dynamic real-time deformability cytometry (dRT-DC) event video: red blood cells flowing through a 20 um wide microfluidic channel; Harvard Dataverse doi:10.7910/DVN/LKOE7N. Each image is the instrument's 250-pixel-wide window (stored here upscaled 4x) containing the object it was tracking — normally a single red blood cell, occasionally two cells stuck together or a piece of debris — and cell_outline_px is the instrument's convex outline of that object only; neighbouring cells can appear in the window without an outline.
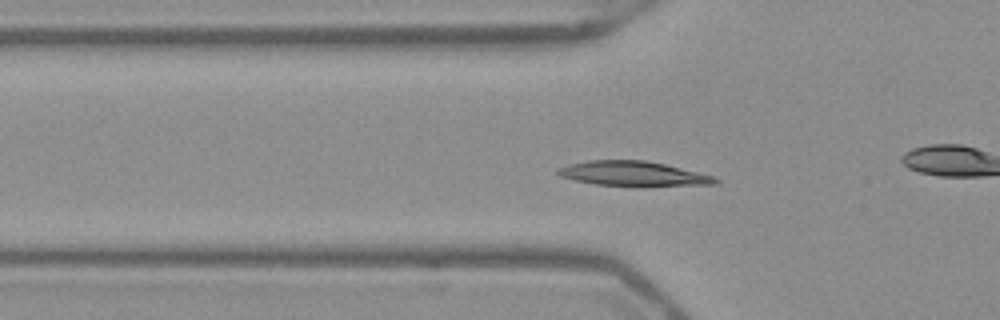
{"species": "Egyptian fruit bat (a non-hibernating species)", "species_latin": "Rousettus aegyptiacus", "temperature_condition": "warm", "stored_images_in_passage": 51, "camera_frame_rate_fps": 3000, "um_per_image_px": 0.085, "frame": {"image": 1, "passage_image": 15, "time_ms": 4.667, "image_size_px": [1000, 320], "cell_outline_px": [[720, 180], [716, 184], [636, 188], [596, 184], [576, 180], [560, 176], [556, 172], [556, 168], [568, 164], [588, 160], [644, 160], [664, 164], [712, 176]], "centroid_in_image_um": [53.81, 14.79], "position_along_channel_um": 72.0, "area_um2": 23.24}}
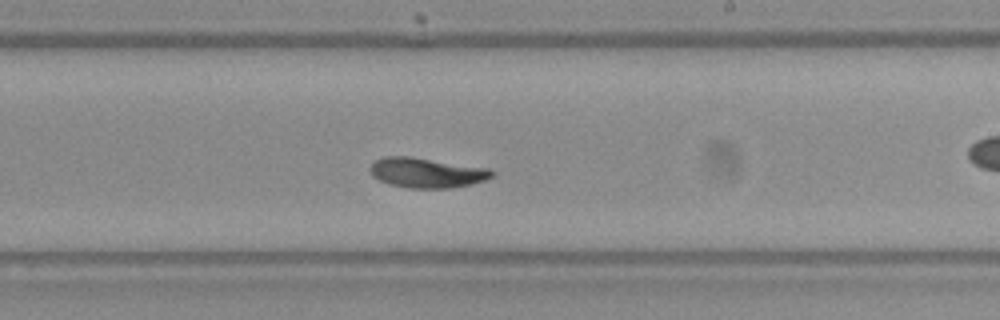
{"frame": {"image": 2, "passage_image": 29, "time_ms": 9.333, "image_size_px": [1000, 320], "cell_outline_px": [[496, 172], [492, 176], [484, 180], [472, 184], [452, 188], [408, 188], [388, 184], [372, 176], [368, 168], [376, 160], [384, 156], [412, 156], [488, 168]], "centroid_in_image_um": [36.25, 14.68], "position_along_channel_um": 252.7, "area_um2": 21.44}}
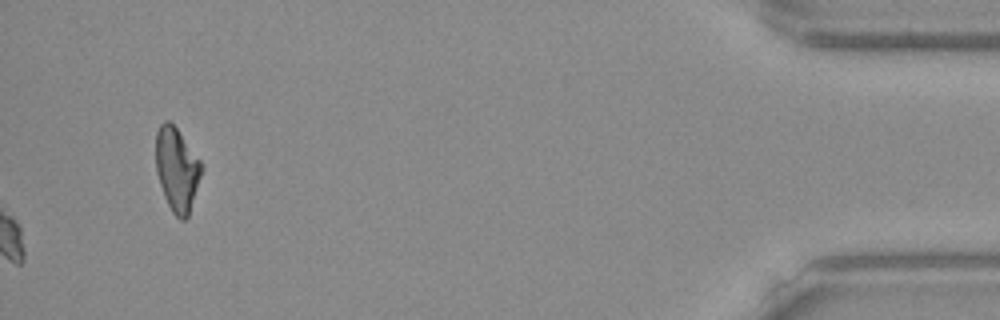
{"frame": {"image": 3, "passage_image": 51, "time_ms": 16.667, "image_size_px": [1000, 320], "cell_outline_px": [[204, 168], [188, 216], [184, 220], [180, 220], [172, 212], [164, 196], [156, 172], [156, 132], [160, 124], [164, 120], [168, 120], [176, 128], [200, 160]], "centroid_in_image_um": [15.04, 14.4], "position_along_channel_um": 420.2, "area_um2": 22.2}, "authors_computed_cell_mechanics": {"area_um2": 21.2704, "velocity_mm_per_s": 3.8797, "shape_relaxation_time_tau1_ms": 4.4382, "shape_relaxation_time_tau2_ms": null, "deformation_change_tau1": 0.139, "deformation_change_tau2": null}}